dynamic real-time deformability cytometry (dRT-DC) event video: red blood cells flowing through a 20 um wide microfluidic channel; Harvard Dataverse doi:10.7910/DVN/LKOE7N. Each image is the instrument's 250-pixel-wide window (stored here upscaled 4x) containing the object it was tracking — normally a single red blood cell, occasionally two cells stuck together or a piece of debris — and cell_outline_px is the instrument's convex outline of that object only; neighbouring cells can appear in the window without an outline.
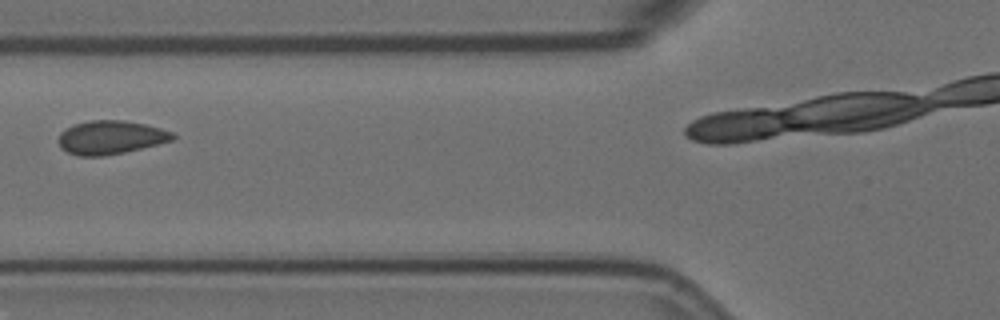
{"species": "Egyptian fruit bat (a non-hibernating species)", "species_latin": "Rousettus aegyptiacus", "temperature_condition": "room temperature", "stored_images_in_passage": 4, "camera_frame_rate_fps": 3000, "um_per_image_px": 0.085, "animal": {"sex": "female"}, "frame": {"image": 1, "passage_image": 3, "time_ms": 0.667, "image_size_px": [1000, 320], "cell_outline_px": [[176, 136], [172, 140], [124, 152], [104, 156], [80, 156], [68, 152], [60, 148], [56, 140], [60, 132], [76, 124], [88, 120], [124, 120], [144, 124], [160, 128], [172, 132]], "centroid_in_image_um": [9.35, 11.68], "position_along_channel_um": 116.4, "area_um2": 22.25}}